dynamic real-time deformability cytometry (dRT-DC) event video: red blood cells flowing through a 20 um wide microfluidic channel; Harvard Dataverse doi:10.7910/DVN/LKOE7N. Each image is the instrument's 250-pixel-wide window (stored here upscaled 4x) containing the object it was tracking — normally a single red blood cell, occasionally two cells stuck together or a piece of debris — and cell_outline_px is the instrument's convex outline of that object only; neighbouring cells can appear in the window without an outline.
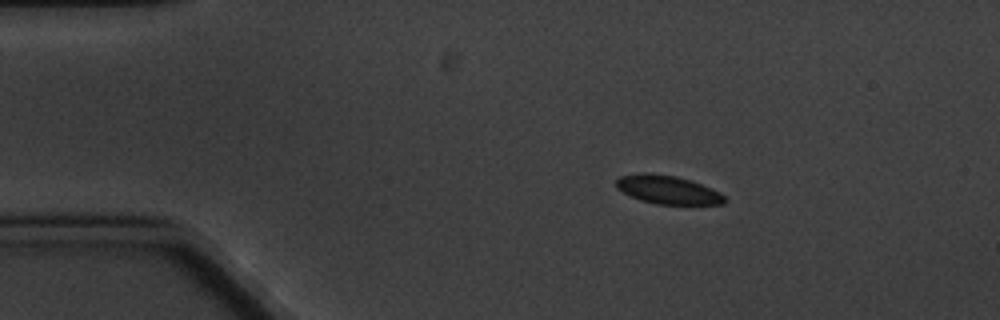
{"species": "common noctule bat (a hibernating species)", "species_latin": "Nyctalus noctula", "temperature_condition": "cold", "stored_images_in_passage": 10, "camera_frame_rate_fps": 3000, "um_per_image_px": 0.085, "animal": {"sex": "male", "body_mass_g": 20.1, "forearm_length_mm": 53.5}, "frame": {"image": 1, "passage_image": 1, "time_ms": 0.0, "image_size_px": [1000, 320], "cell_outline_px": [[728, 200], [724, 204], [656, 204], [640, 200], [616, 188], [616, 180], [620, 176], [644, 172], [676, 176], [692, 180], [712, 188], [720, 192]], "centroid_in_image_um": [56.79, 16.12], "position_along_channel_um": 28.2, "area_um2": 18.03}}
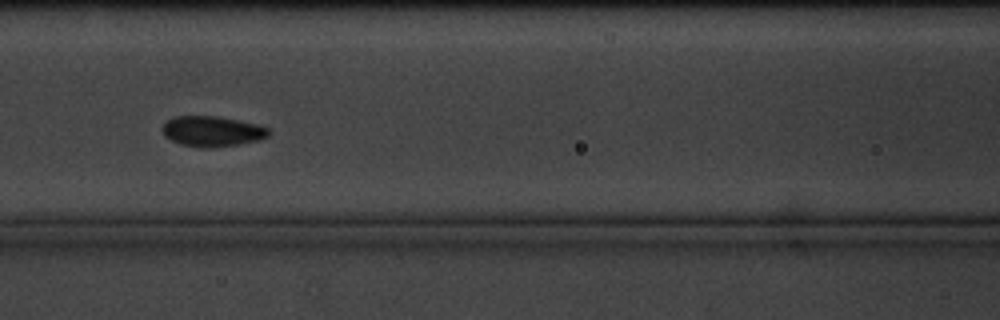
{"frame": {"image": 2, "passage_image": 5, "time_ms": 5.333, "image_size_px": [1000, 320], "cell_outline_px": [[268, 136], [260, 140], [240, 144], [208, 148], [200, 148], [180, 144], [164, 136], [160, 128], [168, 120], [176, 116], [220, 116], [256, 124], [268, 128]], "centroid_in_image_um": [18.01, 11.16], "position_along_channel_um": 148.6, "area_um2": 18.9}}